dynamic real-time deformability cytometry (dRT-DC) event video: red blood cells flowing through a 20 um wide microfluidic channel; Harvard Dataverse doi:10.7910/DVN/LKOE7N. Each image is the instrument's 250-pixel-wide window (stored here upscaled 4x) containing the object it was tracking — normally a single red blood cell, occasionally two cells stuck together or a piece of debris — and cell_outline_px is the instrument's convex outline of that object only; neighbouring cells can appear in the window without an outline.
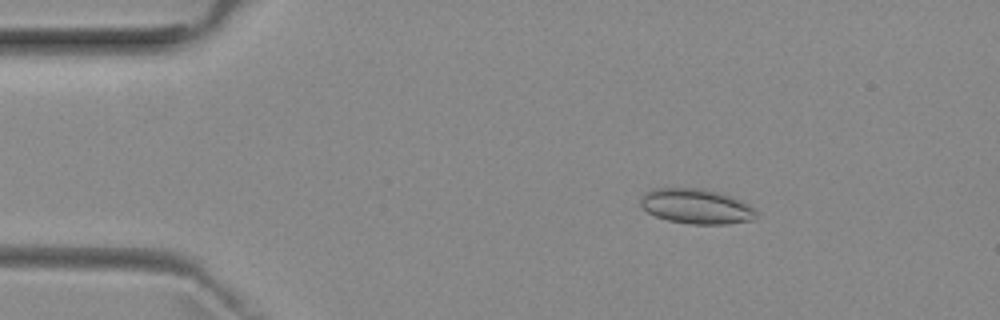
{"species": "common noctule bat (a hibernating species)", "species_latin": "Nyctalus noctula", "temperature_condition": "room temperature", "stored_images_in_passage": 48, "camera_frame_rate_fps": 3000, "um_per_image_px": 0.085, "animal": {"sex": "female", "body_mass_g": 29.2, "forearm_length_mm": 56.3}, "frame": {"image": 1, "passage_image": 5, "time_ms": 1.333, "image_size_px": [1000, 320], "cell_outline_px": [[756, 216], [752, 220], [728, 224], [688, 224], [668, 220], [656, 216], [648, 212], [640, 204], [640, 200], [644, 192], [652, 188], [704, 188], [740, 200], [748, 204], [756, 212]], "centroid_in_image_um": [59.15, 17.54], "position_along_channel_um": 25.9, "area_um2": 23.47}}
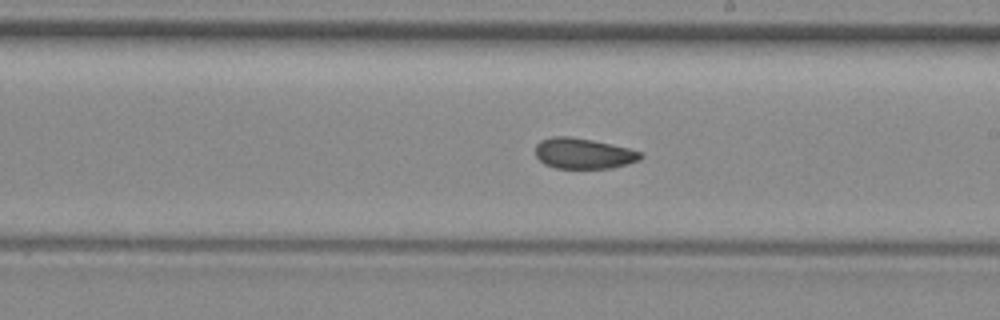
{"frame": {"image": 2, "passage_image": 26, "time_ms": 8.333, "image_size_px": [1000, 320], "cell_outline_px": [[644, 156], [640, 160], [612, 168], [556, 168], [544, 164], [536, 156], [536, 144], [540, 140], [552, 136], [568, 136], [592, 140], [628, 148], [640, 152]], "centroid_in_image_um": [49.57, 13.04], "position_along_channel_um": 239.4, "area_um2": 18.73}}
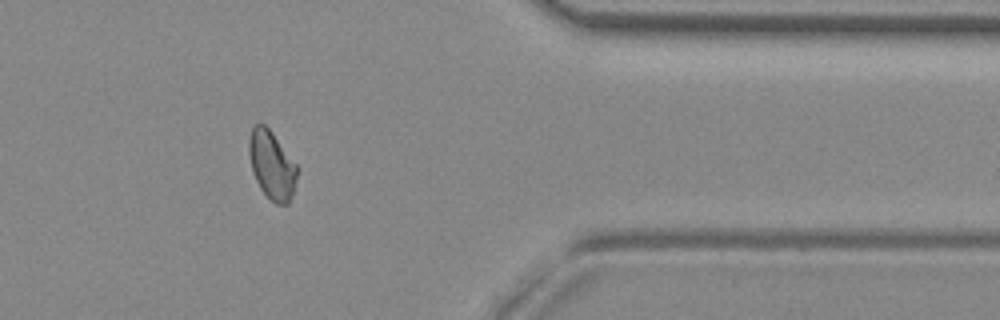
{"frame": {"image": 3, "passage_image": 39, "time_ms": 12.667, "image_size_px": [1000, 320], "cell_outline_px": [[296, 180], [292, 196], [288, 204], [276, 204], [260, 188], [252, 172], [248, 152], [248, 140], [252, 128], [256, 124], [264, 124], [272, 132], [296, 164]], "centroid_in_image_um": [23.08, 14.02], "position_along_channel_um": 388.3, "area_um2": 18.9}, "authors_computed_cell_mechanics": {"area_um2": 19.6231, "velocity_mm_per_s": 3.9565, "shape_relaxation_time_tau1_ms": null, "shape_relaxation_time_tau2_ms": 1.7638, "deformation_change_tau1": null, "deformation_change_tau2": 0.0493}}